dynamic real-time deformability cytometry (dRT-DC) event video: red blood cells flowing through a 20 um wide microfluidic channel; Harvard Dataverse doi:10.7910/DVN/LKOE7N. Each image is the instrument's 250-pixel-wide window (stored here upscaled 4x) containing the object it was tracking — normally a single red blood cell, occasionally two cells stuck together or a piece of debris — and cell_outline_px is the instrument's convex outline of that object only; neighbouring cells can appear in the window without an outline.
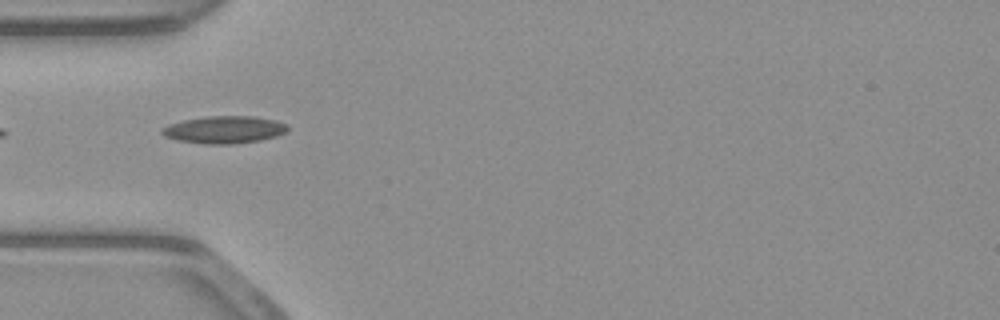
{"species": "common noctule bat (a hibernating species)", "species_latin": "Nyctalus noctula", "temperature_condition": "warm", "stored_images_in_passage": 18, "camera_frame_rate_fps": 3000, "um_per_image_px": 0.085, "animal": {"sex": "male", "body_mass_g": 23.1, "forearm_length_mm": 52.7}, "frame": {"image": 1, "passage_image": 1, "time_ms": 0.0, "image_size_px": [1000, 320], "cell_outline_px": [[288, 132], [276, 136], [260, 140], [232, 144], [204, 144], [176, 140], [164, 136], [160, 132], [160, 128], [168, 124], [184, 120], [208, 116], [252, 116], [276, 120], [288, 124]], "centroid_in_image_um": [19.05, 11.02], "position_along_channel_um": 65.9, "area_um2": 20.23}}
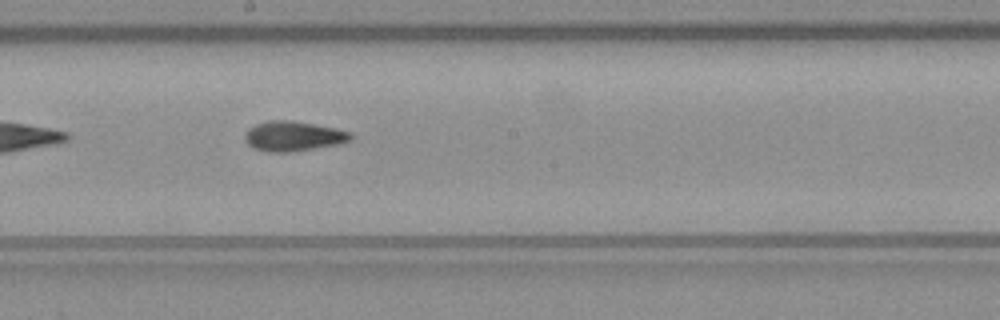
{"frame": {"image": 2, "passage_image": 13, "time_ms": 4.0, "image_size_px": [1000, 320], "cell_outline_px": [[352, 140], [340, 144], [292, 152], [268, 152], [252, 148], [244, 140], [244, 136], [248, 128], [256, 124], [268, 120], [292, 120], [336, 128], [352, 132]], "centroid_in_image_um": [24.93, 11.57], "position_along_channel_um": 223.3, "area_um2": 18.73}}